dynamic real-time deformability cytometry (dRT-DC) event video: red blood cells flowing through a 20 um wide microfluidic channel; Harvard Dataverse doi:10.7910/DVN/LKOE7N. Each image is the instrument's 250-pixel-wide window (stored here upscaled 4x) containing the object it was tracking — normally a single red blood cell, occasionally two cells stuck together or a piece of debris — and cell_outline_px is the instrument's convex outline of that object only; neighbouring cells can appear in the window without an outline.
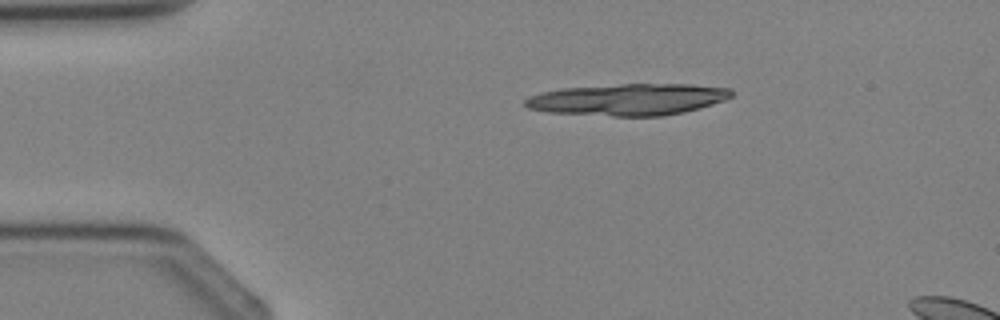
{"species": "Egyptian fruit bat (a non-hibernating species)", "species_latin": "Rousettus aegyptiacus", "temperature_condition": "cold", "stored_images_in_passage": 3, "segment_of_instrument_passage": [2, 2], "camera_frame_rate_fps": 3000, "um_per_image_px": 0.085, "animal": {"sex": "female"}, "frame": {"image": 1, "passage_image": 3, "time_ms": 3.333, "image_size_px": [1000, 320], "cell_outline_px": [[732, 96], [724, 100], [700, 108], [684, 112], [664, 116], [612, 116], [548, 112], [528, 108], [524, 104], [524, 100], [528, 96], [540, 92], [560, 88], [620, 84], [692, 84], [732, 88]], "centroid_in_image_um": [53.39, 8.45], "position_along_channel_um": 31.6, "area_um2": 38.32}}